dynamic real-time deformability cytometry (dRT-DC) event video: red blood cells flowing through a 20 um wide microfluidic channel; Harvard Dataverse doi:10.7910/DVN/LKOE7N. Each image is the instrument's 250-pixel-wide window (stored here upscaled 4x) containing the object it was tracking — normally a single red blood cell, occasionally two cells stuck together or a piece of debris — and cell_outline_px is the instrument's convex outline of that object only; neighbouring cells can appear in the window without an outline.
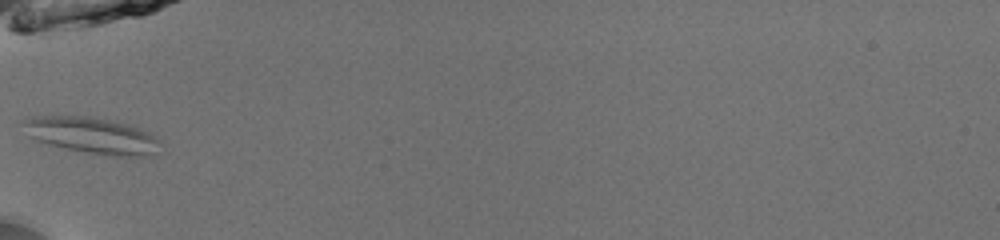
{"species": "common noctule bat (a hibernating species)", "species_latin": "Nyctalus noctula", "temperature_condition": "room temperature", "stored_images_in_passage": 35, "camera_frame_rate_fps": 3000, "um_per_image_px": 0.085, "animal": {"sex": "male", "body_mass_g": 13.0, "forearm_length_mm": 53.1}, "frame": {"image": 1, "passage_image": 1, "time_ms": 0.0, "image_size_px": [1000, 240], "cell_outline_px": [[156, 140], [152, 152], [140, 156], [112, 156], [88, 152], [48, 144], [32, 136], [20, 120], [32, 116], [88, 116], [112, 120], [132, 124], [152, 132], [156, 136]], "centroid_in_image_um": [7.81, 11.46], "position_along_channel_um": 77.2, "area_um2": 28.26}}
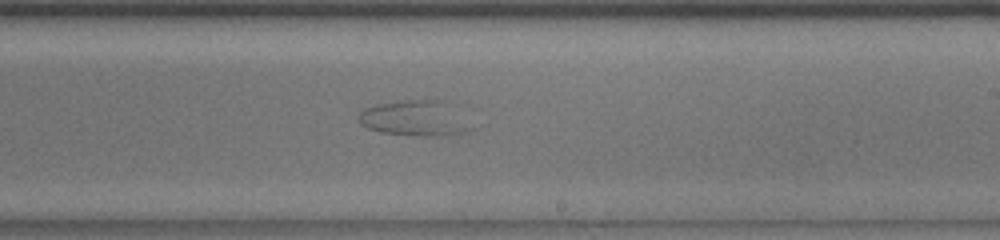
{"frame": {"image": 2, "passage_image": 15, "time_ms": 4.667, "image_size_px": [1000, 240], "cell_outline_px": [[476, 128], [468, 132], [444, 136], [412, 136], [380, 132], [368, 128], [360, 124], [360, 112], [364, 108], [376, 104], [404, 100], [444, 100]], "centroid_in_image_um": [35.3, 10.07], "position_along_channel_um": 253.7, "area_um2": 23.47}}
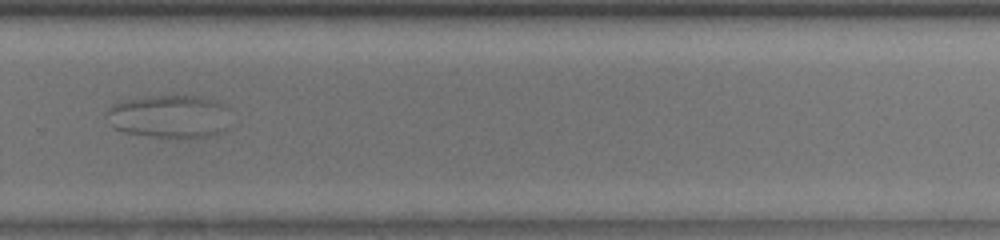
{"frame": {"image": 3, "passage_image": 20, "time_ms": 6.333, "image_size_px": [1000, 240], "cell_outline_px": [[228, 128], [220, 132], [208, 136], [188, 140], [184, 140], [152, 136], [124, 132], [112, 128], [108, 124], [108, 108], [112, 104], [128, 100], [152, 96], [200, 96], [216, 100], [224, 104]], "centroid_in_image_um": [14.39, 9.93], "position_along_channel_um": 315.4, "area_um2": 31.33}}